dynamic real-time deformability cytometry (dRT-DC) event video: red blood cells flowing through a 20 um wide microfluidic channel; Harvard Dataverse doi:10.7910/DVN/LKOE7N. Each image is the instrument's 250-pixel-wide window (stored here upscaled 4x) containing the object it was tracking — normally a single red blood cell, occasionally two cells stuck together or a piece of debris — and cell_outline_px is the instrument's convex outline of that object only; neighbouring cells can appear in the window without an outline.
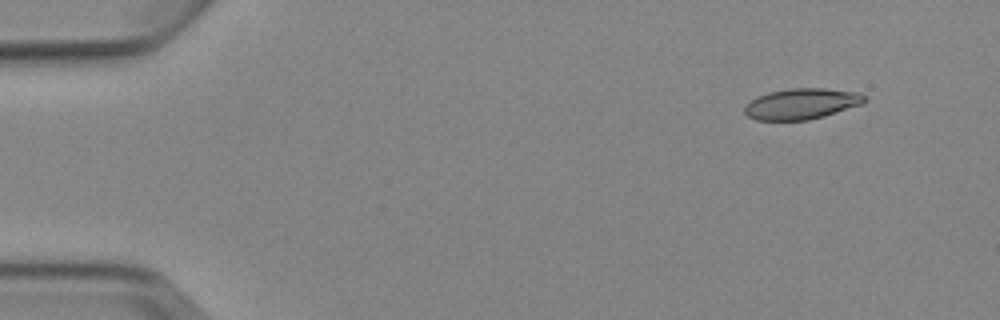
{"species": "Egyptian fruit bat (a non-hibernating species)", "species_latin": "Rousettus aegyptiacus", "temperature_condition": "cold", "stored_images_in_passage": 5, "camera_frame_rate_fps": 3000, "um_per_image_px": 0.085, "animal": {"sex": "female"}, "frame": {"image": 1, "passage_image": 2, "time_ms": 1.333, "image_size_px": [1000, 320], "cell_outline_px": [[868, 100], [864, 104], [824, 116], [808, 120], [756, 120], [748, 116], [744, 112], [744, 104], [756, 96], [768, 92], [788, 88], [824, 88], [860, 92], [868, 96]], "centroid_in_image_um": [68.16, 8.81], "position_along_channel_um": 16.8, "area_um2": 22.02}}
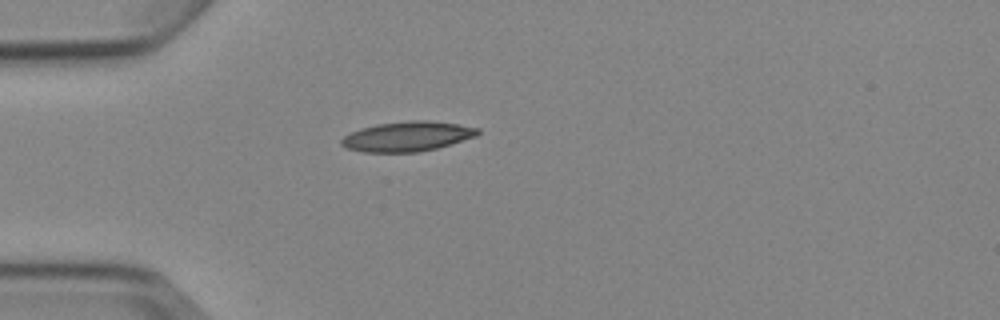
{"frame": {"image": 2, "passage_image": 5, "time_ms": 4.667, "image_size_px": [1000, 320], "cell_outline_px": [[480, 132], [476, 136], [436, 148], [420, 152], [364, 152], [348, 148], [340, 144], [340, 140], [344, 136], [360, 128], [376, 124], [412, 120], [432, 120], [480, 128]], "centroid_in_image_um": [34.62, 11.59], "position_along_channel_um": 50.4, "area_um2": 23.64}}